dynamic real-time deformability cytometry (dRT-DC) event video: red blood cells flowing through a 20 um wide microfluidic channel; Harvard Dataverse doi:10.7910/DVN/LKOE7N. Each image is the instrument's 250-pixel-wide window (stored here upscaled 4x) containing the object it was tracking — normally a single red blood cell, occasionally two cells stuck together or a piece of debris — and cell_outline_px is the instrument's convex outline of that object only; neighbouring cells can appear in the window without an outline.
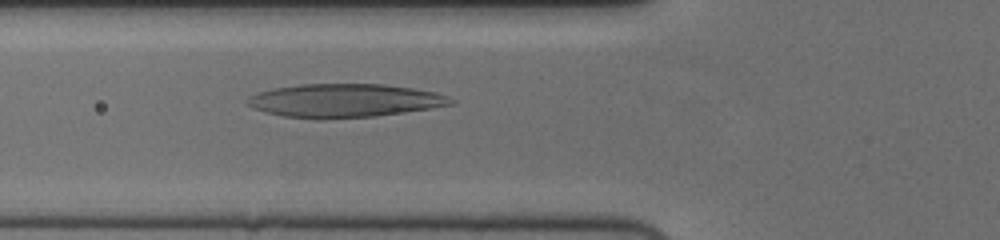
{"species": "human", "species_latin": "Homo sapiens", "temperature_condition": "cold", "stored_images_in_passage": 42, "camera_frame_rate_fps": 3000, "um_per_image_px": 0.085, "donor": {"sex": "female"}, "frame": {"image": 1, "passage_image": 6, "time_ms": 1.667, "image_size_px": [1000, 240], "cell_outline_px": [[456, 100], [452, 104], [404, 112], [376, 116], [320, 120], [316, 120], [284, 116], [252, 108], [248, 104], [248, 96], [272, 88], [300, 84], [384, 84], [412, 88], [436, 92], [448, 96]], "centroid_in_image_um": [29.27, 8.55], "position_along_channel_um": 96.5, "area_um2": 39.77}}
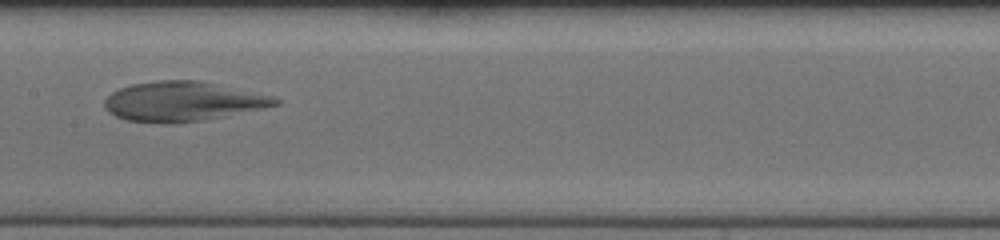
{"frame": {"image": 2, "passage_image": 14, "time_ms": 4.333, "image_size_px": [1000, 240], "cell_outline_px": [[280, 104], [264, 108], [204, 120], [176, 124], [164, 124], [124, 120], [108, 112], [104, 104], [104, 100], [112, 92], [120, 88], [132, 84], [156, 80], [200, 80], [276, 96], [280, 100]], "centroid_in_image_um": [15.55, 8.62], "position_along_channel_um": 191.8, "area_um2": 39.88}}
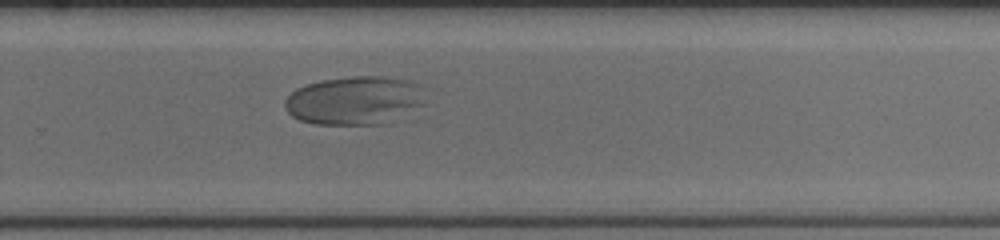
{"frame": {"image": 3, "passage_image": 23, "time_ms": 7.333, "image_size_px": [1000, 240], "cell_outline_px": [[424, 104], [392, 124], [312, 124], [300, 120], [292, 116], [284, 108], [284, 100], [296, 88], [320, 80], [352, 76], [384, 76], [412, 80], [420, 84]], "centroid_in_image_um": [30.17, 8.54], "position_along_channel_um": 299.6, "area_um2": 40.34}}